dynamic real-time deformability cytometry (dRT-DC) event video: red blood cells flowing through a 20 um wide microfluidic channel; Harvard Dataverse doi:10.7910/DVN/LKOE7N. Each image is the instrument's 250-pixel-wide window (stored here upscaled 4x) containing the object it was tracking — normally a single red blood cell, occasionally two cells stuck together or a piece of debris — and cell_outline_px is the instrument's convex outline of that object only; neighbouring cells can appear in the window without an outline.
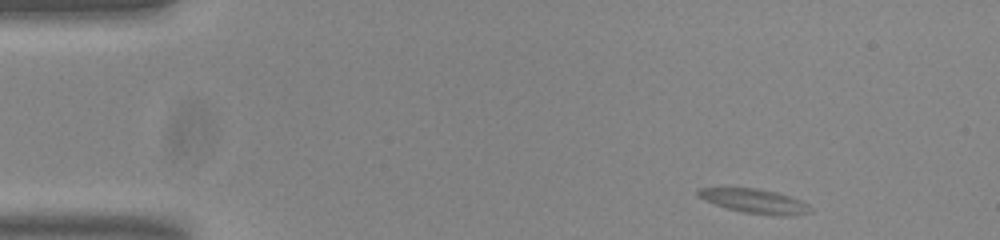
{"species": "common noctule bat (a hibernating species)", "species_latin": "Nyctalus noctula", "temperature_condition": "room temperature", "stored_images_in_passage": 50, "camera_frame_rate_fps": 3000, "um_per_image_px": 0.085, "animal": {"sex": "male", "body_mass_g": 20.0, "forearm_length_mm": 53.3}, "frame": {"image": 1, "passage_image": 1, "time_ms": 0.0, "image_size_px": [1000, 240], "cell_outline_px": [[812, 212], [788, 216], [780, 216], [744, 212], [724, 208], [696, 196], [696, 188], [756, 188], [776, 192], [800, 200], [808, 204], [812, 208]], "centroid_in_image_um": [64.12, 17.1], "position_along_channel_um": 20.9, "area_um2": 15.9}}
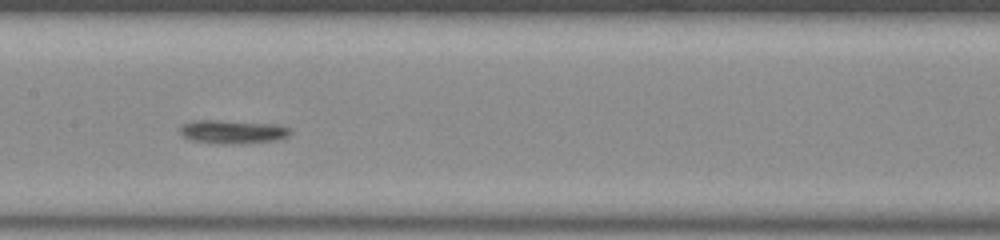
{"frame": {"image": 2, "passage_image": 22, "time_ms": 7.0, "image_size_px": [1000, 240], "cell_outline_px": [[292, 132], [288, 136], [276, 140], [232, 144], [212, 144], [192, 140], [184, 136], [180, 132], [180, 128], [184, 124], [192, 120], [216, 120], [280, 124], [292, 128]], "centroid_in_image_um": [19.81, 11.2], "position_along_channel_um": 187.6, "area_um2": 15.32}}
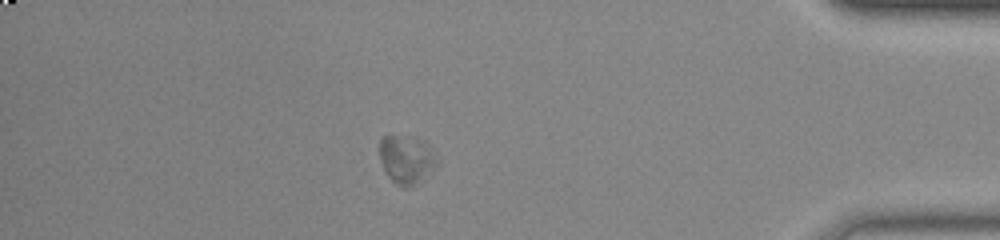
{"frame": {"image": 3, "passage_image": 43, "time_ms": 14.0, "image_size_px": [1000, 240], "cell_outline_px": [[440, 164], [412, 184], [404, 188], [396, 184], [384, 172], [380, 160], [380, 140], [384, 136], [416, 136], [424, 140], [428, 144], [440, 160]], "centroid_in_image_um": [34.57, 13.5], "position_along_channel_um": 400.6, "area_um2": 16.24}, "authors_computed_cell_mechanics": {"area_um2": 14.6812, "velocity_mm_per_s": 3.6333, "shape_relaxation_time_tau1_ms": 1.2017, "shape_relaxation_time_tau2_ms": null, "deformation_change_tau1": 0.1368, "deformation_change_tau2": null}}